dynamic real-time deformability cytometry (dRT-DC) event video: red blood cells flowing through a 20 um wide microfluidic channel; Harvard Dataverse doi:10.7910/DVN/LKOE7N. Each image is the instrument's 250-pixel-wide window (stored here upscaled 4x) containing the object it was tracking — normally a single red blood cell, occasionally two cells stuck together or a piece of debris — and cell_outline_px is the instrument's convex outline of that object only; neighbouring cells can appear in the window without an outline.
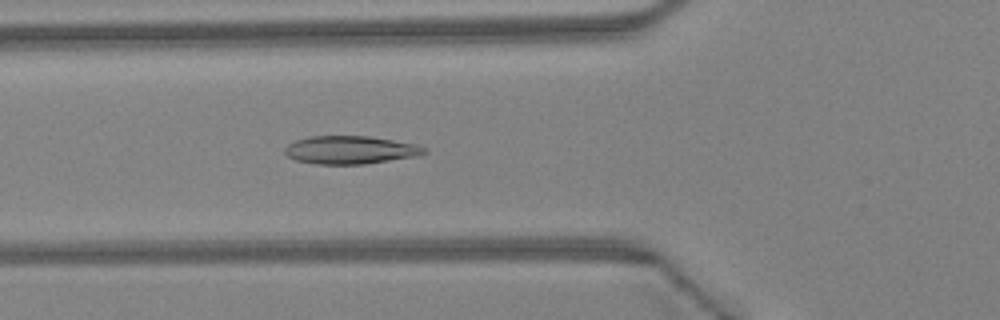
{"species": "Egyptian fruit bat (a non-hibernating species)", "species_latin": "Rousettus aegyptiacus", "temperature_condition": "warm", "stored_images_in_passage": 45, "camera_frame_rate_fps": 3000, "um_per_image_px": 0.085, "animal": {"sex": "female"}, "frame": {"image": 1, "passage_image": 17, "time_ms": 5.333, "image_size_px": [1000, 320], "cell_outline_px": [[428, 152], [420, 156], [364, 164], [316, 164], [296, 160], [288, 156], [284, 152], [284, 148], [288, 144], [296, 140], [308, 136], [368, 136], [416, 144], [428, 148]], "centroid_in_image_um": [29.81, 12.74], "position_along_channel_um": 96.0, "area_um2": 22.95}}
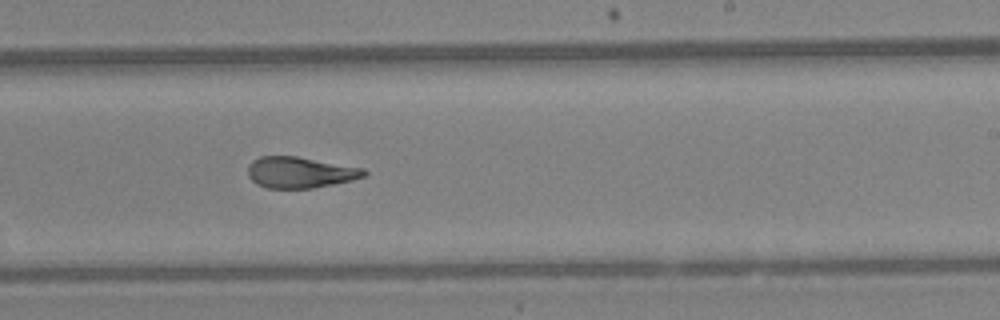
{"frame": {"image": 2, "passage_image": 28, "time_ms": 9.0, "image_size_px": [1000, 320], "cell_outline_px": [[368, 176], [352, 180], [312, 188], [268, 188], [256, 184], [248, 176], [248, 164], [252, 160], [260, 156], [296, 156], [364, 168], [368, 172]], "centroid_in_image_um": [25.51, 14.65], "position_along_channel_um": 263.5, "area_um2": 21.15}}
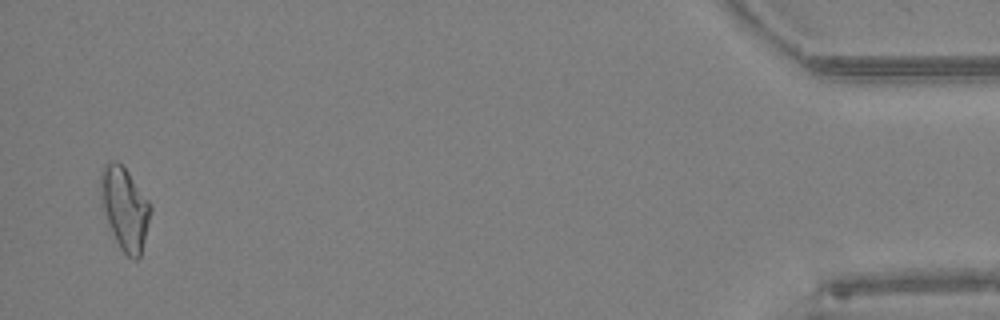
{"frame": {"image": 3, "passage_image": 44, "time_ms": 14.333, "image_size_px": [1000, 320], "cell_outline_px": [[152, 208], [140, 256], [136, 260], [132, 260], [120, 248], [112, 232], [100, 204], [100, 172], [104, 164], [112, 160], [116, 160], [128, 172], [152, 204]], "centroid_in_image_um": [10.59, 17.68], "position_along_channel_um": 424.6, "area_um2": 24.04}, "authors_computed_cell_mechanics": {"area_um2": 22.5998, "velocity_mm_per_s": 4.5809, "shape_relaxation_time_tau1_ms": 6.8088, "shape_relaxation_time_tau2_ms": 2.1973, "deformation_change_tau1": 0.2078, "deformation_change_tau2": 0.068}}